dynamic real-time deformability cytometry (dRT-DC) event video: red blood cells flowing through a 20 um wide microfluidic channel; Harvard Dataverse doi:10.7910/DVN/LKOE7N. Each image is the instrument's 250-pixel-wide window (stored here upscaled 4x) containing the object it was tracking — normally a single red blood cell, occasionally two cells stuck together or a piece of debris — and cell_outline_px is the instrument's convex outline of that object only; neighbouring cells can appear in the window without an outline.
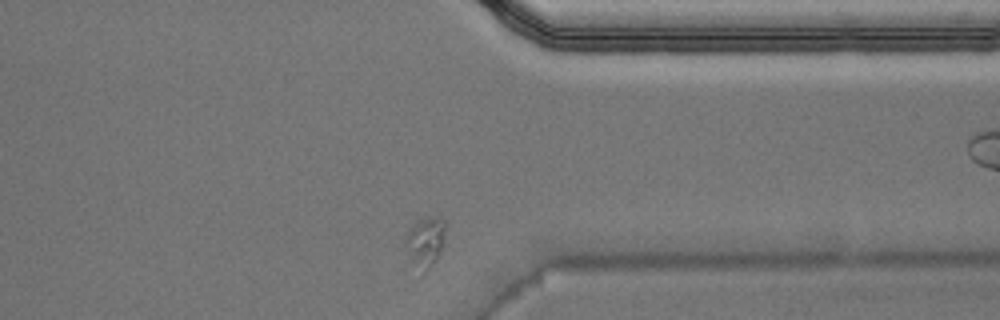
{"species": "Egyptian fruit bat (a non-hibernating species)", "species_latin": "Rousettus aegyptiacus", "temperature_condition": "warm", "stored_images_in_passage": 32, "camera_frame_rate_fps": 3000, "um_per_image_px": 0.085, "animal": {"sex": "male"}, "frame": {"image": 1, "passage_image": 30, "time_ms": 9.667, "image_size_px": [1000, 320], "cell_outline_px": [[444, 236], [440, 252], [436, 260], [424, 272], [404, 244], [404, 240], [412, 224], [420, 220], [436, 216], [444, 220]], "centroid_in_image_um": [36.18, 20.47], "position_along_channel_um": 375.2, "area_um2": 10.75}}